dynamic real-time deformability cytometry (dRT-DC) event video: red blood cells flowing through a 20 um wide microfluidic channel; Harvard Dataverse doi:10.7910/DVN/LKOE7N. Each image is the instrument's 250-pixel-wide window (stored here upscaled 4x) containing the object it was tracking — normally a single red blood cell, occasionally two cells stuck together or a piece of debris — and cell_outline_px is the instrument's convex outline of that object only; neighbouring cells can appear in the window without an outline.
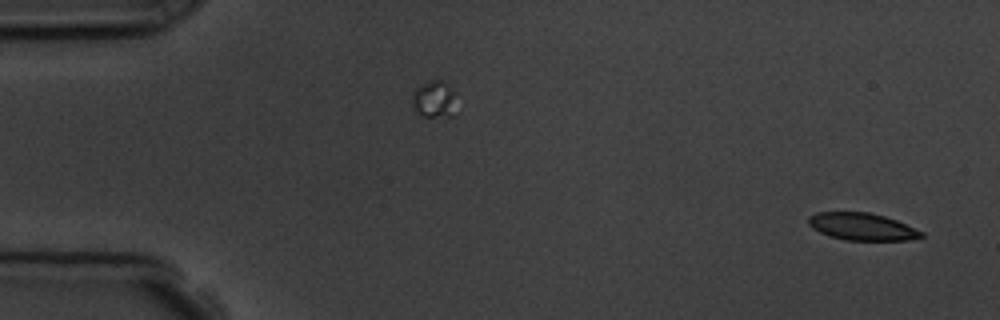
{"species": "common noctule bat (a hibernating species)", "species_latin": "Nyctalus noctula", "temperature_condition": "room temperature", "stored_images_in_passage": 4, "segment_of_instrument_passage": [2, 2], "camera_frame_rate_fps": 3000, "um_per_image_px": 0.085, "animal": {"sex": "male", "body_mass_g": 19.5, "forearm_length_mm": 54.6}, "frame": {"image": 1, "passage_image": 4, "time_ms": 4.333, "image_size_px": [1000, 320], "cell_outline_px": [[924, 236], [908, 240], [844, 240], [828, 236], [812, 228], [808, 224], [808, 216], [816, 212], [868, 212], [884, 216], [896, 220], [924, 232]], "centroid_in_image_um": [73.24, 19.26], "position_along_channel_um": 11.8, "area_um2": 17.98}}